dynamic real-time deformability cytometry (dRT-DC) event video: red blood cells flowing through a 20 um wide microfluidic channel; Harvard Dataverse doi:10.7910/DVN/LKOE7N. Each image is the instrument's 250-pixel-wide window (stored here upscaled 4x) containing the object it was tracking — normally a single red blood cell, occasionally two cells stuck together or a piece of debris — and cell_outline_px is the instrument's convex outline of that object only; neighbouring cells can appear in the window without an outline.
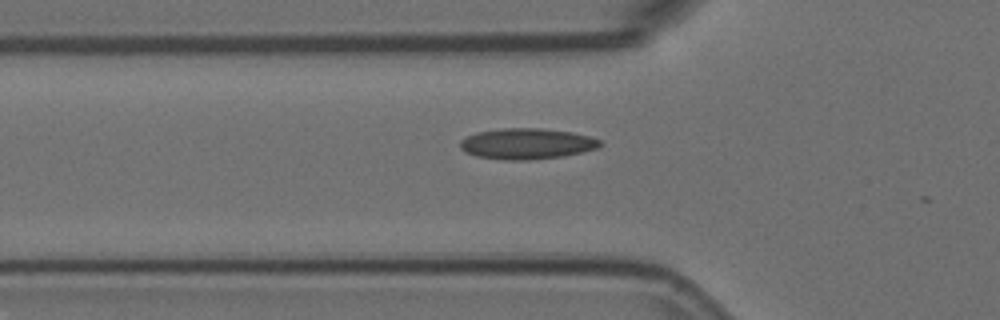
{"species": "Egyptian fruit bat (a non-hibernating species)", "species_latin": "Rousettus aegyptiacus", "temperature_condition": "room temperature", "stored_images_in_passage": 3, "segment_of_instrument_passage": [2, 2], "camera_frame_rate_fps": 3000, "um_per_image_px": 0.085, "animal": {"sex": "female"}, "frame": {"image": 1, "passage_image": 3, "time_ms": 0.667, "image_size_px": [1000, 320], "cell_outline_px": [[600, 144], [596, 148], [564, 156], [524, 160], [508, 160], [476, 156], [460, 148], [460, 140], [476, 132], [500, 128], [540, 128], [572, 132], [588, 136], [600, 140]], "centroid_in_image_um": [44.74, 12.21], "position_along_channel_um": 81.1, "area_um2": 24.85}}